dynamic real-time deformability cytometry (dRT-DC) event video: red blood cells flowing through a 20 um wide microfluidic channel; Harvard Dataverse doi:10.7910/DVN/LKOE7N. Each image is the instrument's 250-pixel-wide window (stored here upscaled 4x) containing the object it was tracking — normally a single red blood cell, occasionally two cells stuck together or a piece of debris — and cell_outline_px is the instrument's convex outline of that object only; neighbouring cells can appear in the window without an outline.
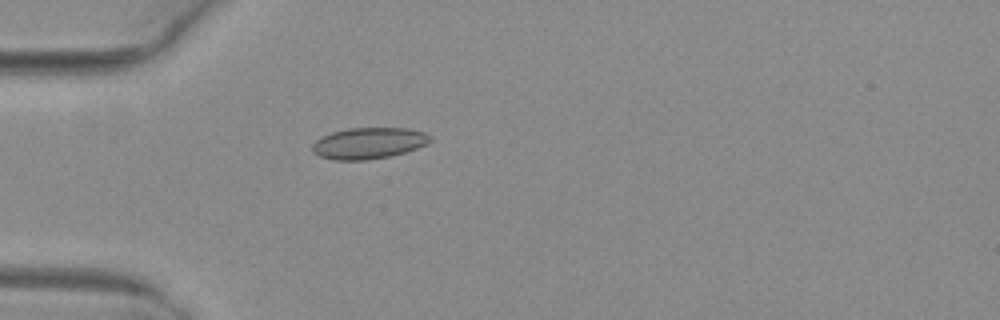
{"species": "common noctule bat (a hibernating species)", "species_latin": "Nyctalus noctula", "temperature_condition": "warm", "stored_images_in_passage": 1, "camera_frame_rate_fps": 3000, "um_per_image_px": 0.085, "animal": {"sex": "female", "body_mass_g": 29.2, "forearm_length_mm": 56.3}, "frame": {"image": 1, "passage_image": 1, "time_ms": 0.0, "image_size_px": [1000, 320], "cell_outline_px": [[432, 140], [428, 144], [392, 156], [364, 160], [336, 160], [320, 156], [312, 152], [312, 144], [320, 136], [332, 132], [348, 128], [408, 128], [424, 132]], "centroid_in_image_um": [31.31, 12.17], "position_along_channel_um": 53.7, "area_um2": 21.5}}